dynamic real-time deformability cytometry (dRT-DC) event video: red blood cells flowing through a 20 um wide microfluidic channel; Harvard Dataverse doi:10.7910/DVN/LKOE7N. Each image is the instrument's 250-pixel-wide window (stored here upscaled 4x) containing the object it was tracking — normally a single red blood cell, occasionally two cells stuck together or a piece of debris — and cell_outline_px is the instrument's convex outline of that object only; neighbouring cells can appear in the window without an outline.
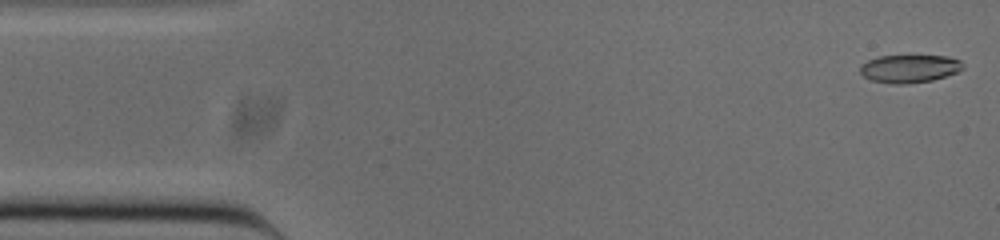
{"species": "common noctule bat (a hibernating species)", "species_latin": "Nyctalus noctula", "temperature_condition": "cold", "stored_images_in_passage": 51, "camera_frame_rate_fps": 3000, "um_per_image_px": 0.085, "animal": {"sex": "male", "body_mass_g": 20.0, "forearm_length_mm": 53.3}, "frame": {"image": 1, "passage_image": 1, "time_ms": 0.0, "image_size_px": [1000, 240], "cell_outline_px": [[964, 68], [956, 72], [932, 80], [904, 84], [896, 84], [872, 80], [864, 76], [860, 72], [860, 64], [868, 60], [880, 56], [948, 56], [960, 60], [964, 64]], "centroid_in_image_um": [77.3, 5.82], "position_along_channel_um": 7.7, "area_um2": 16.59}}
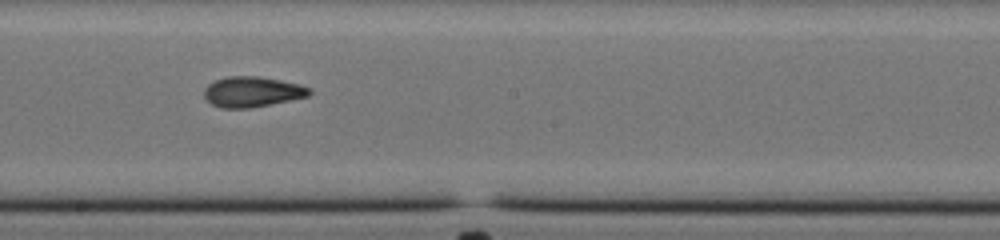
{"frame": {"image": 2, "passage_image": 27, "time_ms": 8.667, "image_size_px": [1000, 240], "cell_outline_px": [[312, 92], [308, 96], [248, 108], [220, 108], [212, 104], [204, 96], [204, 88], [208, 84], [216, 80], [228, 76], [260, 76], [300, 84], [312, 88]], "centroid_in_image_um": [21.44, 7.79], "position_along_channel_um": 226.8, "area_um2": 18.55}}
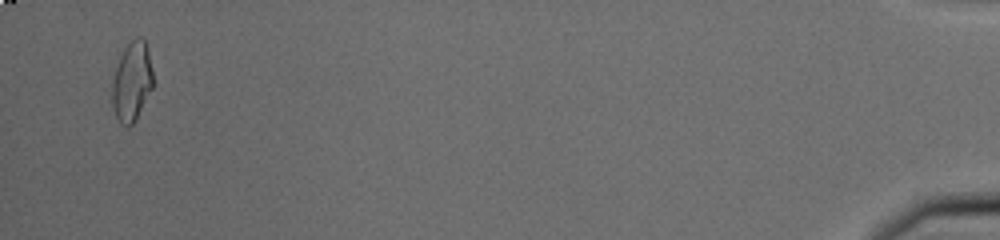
{"frame": {"image": 3, "passage_image": 50, "time_ms": 16.333, "image_size_px": [1000, 240], "cell_outline_px": [[152, 88], [136, 120], [128, 128], [120, 124], [116, 116], [112, 104], [112, 84], [116, 68], [120, 56], [124, 48], [136, 36], [140, 36], [144, 40], [148, 48], [152, 68]], "centroid_in_image_um": [11.21, 6.94], "position_along_channel_um": 424.0, "area_um2": 18.9}, "authors_computed_cell_mechanics": {"area_um2": 18.2648, "velocity_mm_per_s": 3.8528, "shape_relaxation_time_tau1_ms": 6.9045, "shape_relaxation_time_tau2_ms": 2.3026, "deformation_change_tau1": 0.2125, "deformation_change_tau2": 0.0913}}